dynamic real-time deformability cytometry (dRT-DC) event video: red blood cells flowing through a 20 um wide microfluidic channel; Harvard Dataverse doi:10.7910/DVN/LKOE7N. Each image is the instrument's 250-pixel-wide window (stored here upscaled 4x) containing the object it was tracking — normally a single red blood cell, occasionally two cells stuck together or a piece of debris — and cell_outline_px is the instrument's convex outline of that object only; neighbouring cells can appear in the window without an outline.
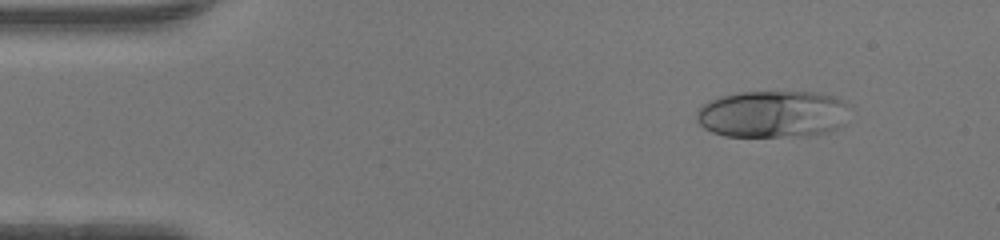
{"species": "human", "species_latin": "Homo sapiens", "temperature_condition": "warm", "stored_images_in_passage": 47, "camera_frame_rate_fps": 3000, "um_per_image_px": 0.085, "donor": {"sex": "female"}, "frame": {"image": 1, "passage_image": 5, "time_ms": 1.333, "image_size_px": [1000, 240], "cell_outline_px": [[844, 124], [828, 132], [808, 136], [724, 136], [712, 132], [704, 128], [696, 120], [696, 112], [708, 100], [720, 96], [740, 92], [812, 92], [832, 96], [840, 100], [844, 104]], "centroid_in_image_um": [65.59, 9.71], "position_along_channel_um": 19.4, "area_um2": 41.67}}
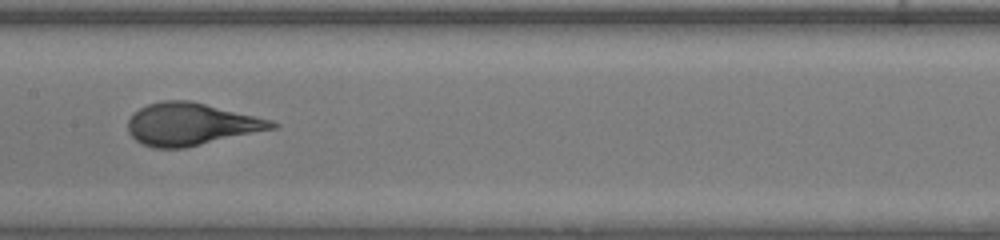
{"frame": {"image": 2, "passage_image": 23, "time_ms": 7.333, "image_size_px": [1000, 240], "cell_outline_px": [[280, 124], [276, 128], [184, 148], [152, 148], [136, 140], [128, 132], [128, 120], [140, 108], [148, 104], [164, 100], [188, 100], [256, 116], [272, 120]], "centroid_in_image_um": [16.24, 10.56], "position_along_channel_um": 191.2, "area_um2": 35.2}}
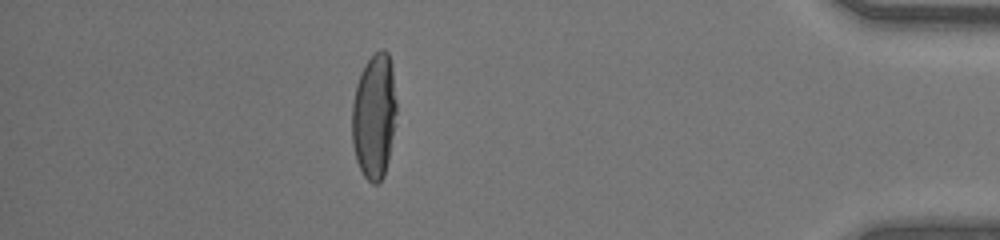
{"frame": {"image": 3, "passage_image": 41, "time_ms": 13.333, "image_size_px": [1000, 240], "cell_outline_px": [[396, 124], [388, 160], [384, 176], [376, 184], [372, 184], [364, 176], [356, 160], [352, 144], [352, 104], [356, 84], [360, 72], [364, 64], [380, 48], [384, 48], [388, 52], [392, 64], [396, 100]], "centroid_in_image_um": [31.81, 9.85], "position_along_channel_um": 403.4, "area_um2": 33.0}, "authors_computed_cell_mechanics": {"area_um2": 35.3736, "velocity_mm_per_s": 4.3553, "shape_relaxation_time_tau1_ms": 4.9908, "shape_relaxation_time_tau2_ms": null, "deformation_change_tau1": 0.2503, "deformation_change_tau2": null}}